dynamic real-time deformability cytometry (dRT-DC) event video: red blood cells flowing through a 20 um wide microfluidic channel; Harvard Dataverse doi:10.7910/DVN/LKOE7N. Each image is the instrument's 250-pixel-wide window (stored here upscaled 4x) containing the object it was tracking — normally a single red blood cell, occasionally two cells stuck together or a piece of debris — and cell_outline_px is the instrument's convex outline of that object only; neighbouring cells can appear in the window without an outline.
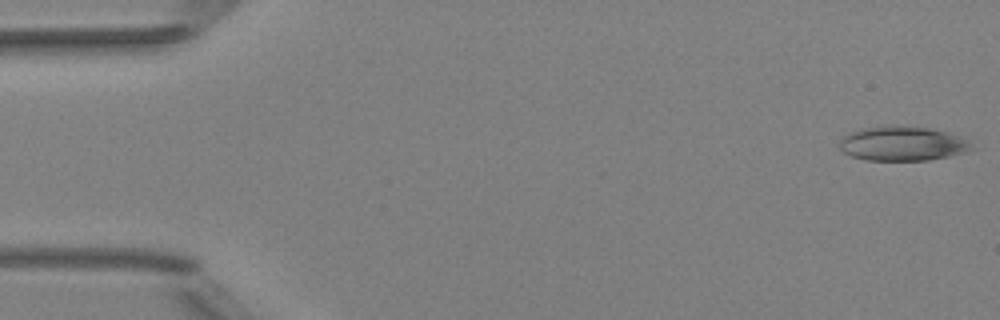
{"species": "Egyptian fruit bat (a non-hibernating species)", "species_latin": "Rousettus aegyptiacus", "temperature_condition": "room temperature", "stored_images_in_passage": 11, "camera_frame_rate_fps": 3000, "um_per_image_px": 0.085, "animal": {"sex": "female"}, "frame": {"image": 1, "passage_image": 1, "time_ms": 0.0, "image_size_px": [1000, 320], "cell_outline_px": [[976, 148], [964, 152], [948, 156], [928, 160], [864, 160], [852, 156], [844, 152], [840, 148], [840, 140], [848, 132], [860, 128], [884, 124], [892, 124], [928, 128], [948, 132], [960, 136], [968, 140]], "centroid_in_image_um": [76.7, 12.18], "position_along_channel_um": 8.3, "area_um2": 26.93}}